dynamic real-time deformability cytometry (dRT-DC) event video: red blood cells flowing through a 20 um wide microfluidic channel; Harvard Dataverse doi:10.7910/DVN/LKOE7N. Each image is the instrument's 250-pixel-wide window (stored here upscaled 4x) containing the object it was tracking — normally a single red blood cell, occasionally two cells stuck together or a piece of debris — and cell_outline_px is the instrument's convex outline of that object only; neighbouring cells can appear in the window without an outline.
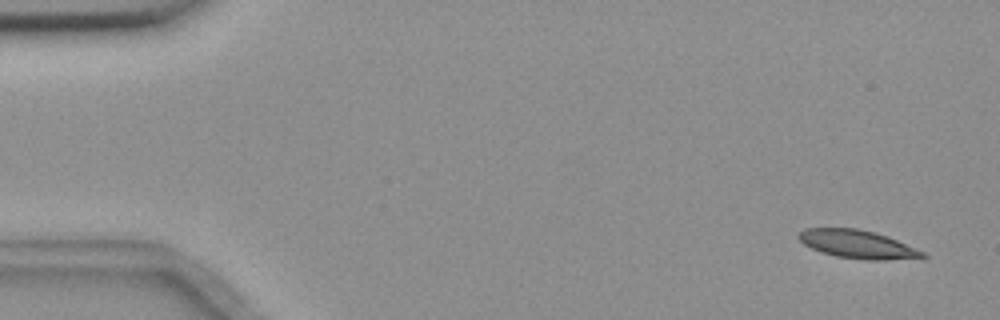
{"species": "common noctule bat (a hibernating species)", "species_latin": "Nyctalus noctula", "temperature_condition": "room temperature", "stored_images_in_passage": 5, "camera_frame_rate_fps": 3000, "um_per_image_px": 0.085, "animal": {"sex": "female", "body_mass_g": 18.4}, "frame": {"image": 1, "passage_image": 1, "time_ms": 0.0, "image_size_px": [1000, 320], "cell_outline_px": [[928, 256], [884, 260], [864, 260], [836, 256], [820, 252], [804, 244], [796, 236], [804, 228], [856, 228], [876, 232], [888, 236], [924, 252]], "centroid_in_image_um": [72.85, 20.75], "position_along_channel_um": 12.2, "area_um2": 20.29}}